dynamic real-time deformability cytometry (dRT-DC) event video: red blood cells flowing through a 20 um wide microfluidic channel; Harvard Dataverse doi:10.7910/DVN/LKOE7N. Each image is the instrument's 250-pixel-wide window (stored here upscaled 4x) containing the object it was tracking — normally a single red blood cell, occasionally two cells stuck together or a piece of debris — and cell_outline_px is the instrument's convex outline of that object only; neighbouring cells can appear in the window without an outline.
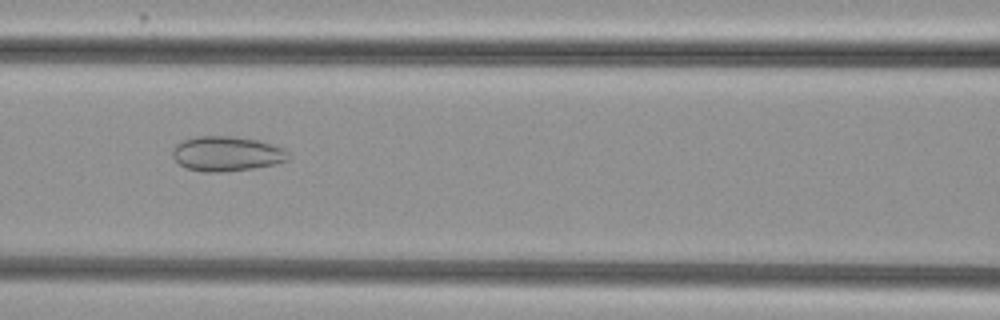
{"species": "common noctule bat (a hibernating species)", "species_latin": "Nyctalus noctula", "temperature_condition": "cold", "stored_images_in_passage": 38, "camera_frame_rate_fps": 3000, "um_per_image_px": 0.085, "animal": {"sex": "female", "body_mass_g": 29.2, "forearm_length_mm": 56.3}, "frame": {"image": 1, "passage_image": 10, "time_ms": 3.0, "image_size_px": [1000, 320], "cell_outline_px": [[292, 156], [288, 160], [272, 164], [252, 168], [224, 172], [200, 172], [188, 168], [180, 164], [172, 156], [172, 148], [176, 144], [184, 140], [196, 136], [232, 136], [256, 140], [284, 148]], "centroid_in_image_um": [19.26, 13.07], "position_along_channel_um": 147.3, "area_um2": 23.47}}
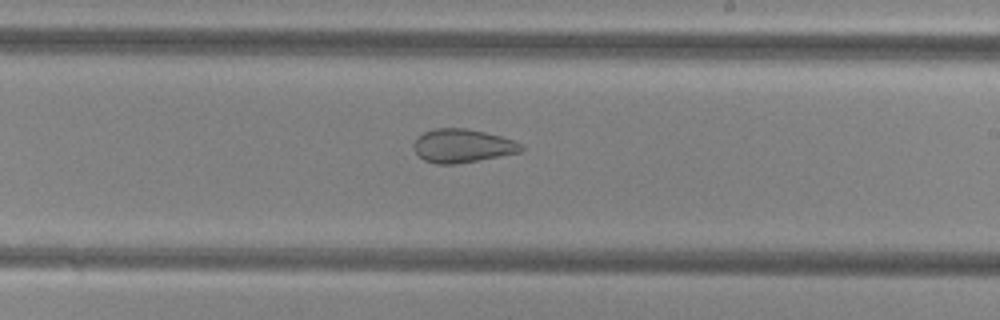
{"frame": {"image": 2, "passage_image": 18, "time_ms": 5.667, "image_size_px": [1000, 320], "cell_outline_px": [[524, 148], [520, 152], [500, 156], [452, 164], [436, 164], [424, 160], [416, 152], [412, 144], [416, 136], [432, 128], [468, 128], [500, 136], [524, 144]], "centroid_in_image_um": [39.27, 12.38], "position_along_channel_um": 249.7, "area_um2": 20.98}}
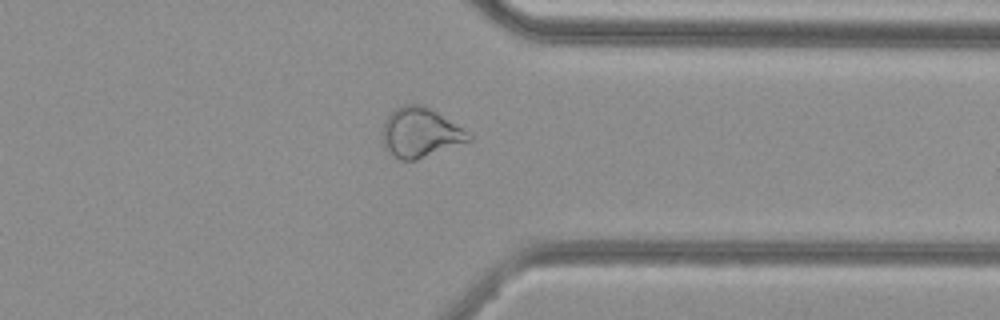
{"frame": {"image": 3, "passage_image": 28, "time_ms": 9.0, "image_size_px": [1000, 320], "cell_outline_px": [[472, 140], [416, 160], [400, 160], [384, 148], [384, 120], [400, 104], [420, 104], [436, 112], [472, 136]], "centroid_in_image_um": [35.7, 11.28], "position_along_channel_um": 375.7, "area_um2": 24.28}, "authors_computed_cell_mechanics": {"area_um2": 24.3338, "velocity_mm_per_s": 3.8485, "shape_relaxation_time_tau1_ms": null, "shape_relaxation_time_tau2_ms": 2.2735, "deformation_change_tau1": null, "deformation_change_tau2": 0.0854}}